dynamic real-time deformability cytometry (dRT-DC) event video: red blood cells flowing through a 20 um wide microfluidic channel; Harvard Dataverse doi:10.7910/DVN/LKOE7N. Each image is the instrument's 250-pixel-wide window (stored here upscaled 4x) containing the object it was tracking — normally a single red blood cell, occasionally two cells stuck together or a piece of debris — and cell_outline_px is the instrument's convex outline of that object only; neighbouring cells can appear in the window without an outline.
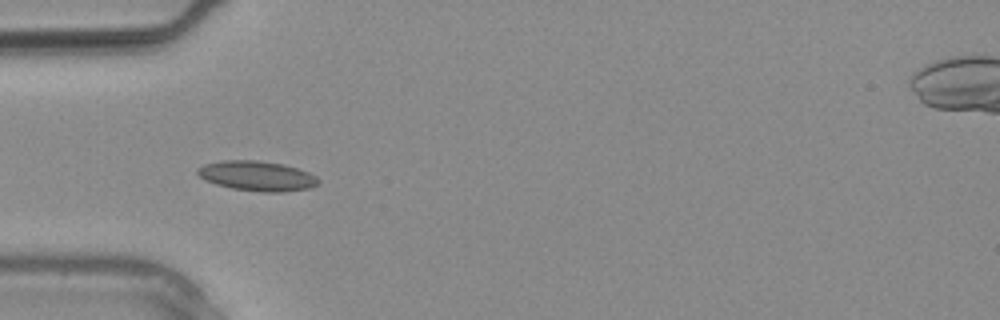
{"species": "common noctule bat (a hibernating species)", "species_latin": "Nyctalus noctula", "temperature_condition": "warm", "stored_images_in_passage": 21, "camera_frame_rate_fps": 3000, "um_per_image_px": 0.085, "animal": {"sex": "male", "body_mass_g": 20.4}, "frame": {"image": 1, "passage_image": 4, "time_ms": 1.0, "image_size_px": [1000, 320], "cell_outline_px": [[320, 184], [308, 188], [280, 192], [264, 192], [232, 188], [216, 184], [204, 180], [196, 172], [196, 168], [204, 164], [220, 160], [256, 160], [284, 164], [308, 172], [316, 176], [320, 180]], "centroid_in_image_um": [21.83, 14.94], "position_along_channel_um": 63.2, "area_um2": 21.1}}